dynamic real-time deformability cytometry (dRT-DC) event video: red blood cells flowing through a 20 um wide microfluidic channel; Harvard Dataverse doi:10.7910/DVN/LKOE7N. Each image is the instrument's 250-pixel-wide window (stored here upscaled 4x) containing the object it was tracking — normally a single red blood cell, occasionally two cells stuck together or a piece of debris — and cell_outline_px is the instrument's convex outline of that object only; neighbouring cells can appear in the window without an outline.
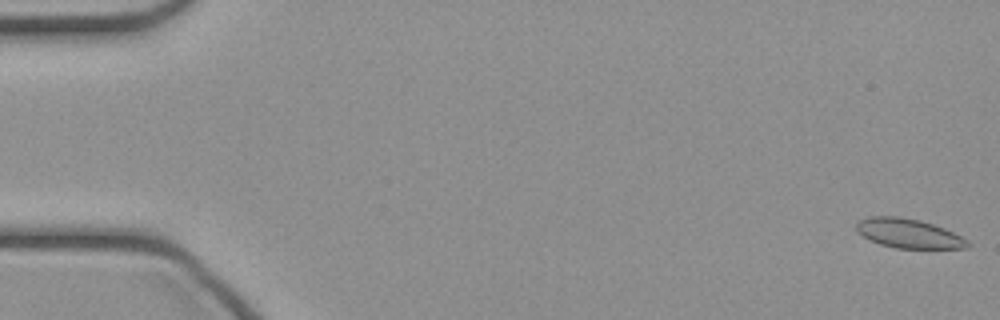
{"species": "common noctule bat (a hibernating species)", "species_latin": "Nyctalus noctula", "temperature_condition": "cold", "stored_images_in_passage": 47, "camera_frame_rate_fps": 3000, "um_per_image_px": 0.085, "animal": {"sex": "female", "body_mass_g": 21.9}, "frame": {"image": 1, "passage_image": 1, "time_ms": 0.0, "image_size_px": [1000, 320], "cell_outline_px": [[972, 244], [968, 248], [896, 248], [880, 244], [856, 232], [856, 220], [868, 216], [900, 216], [920, 220], [944, 228], [968, 240]], "centroid_in_image_um": [77.21, 19.83], "position_along_channel_um": 7.8, "area_um2": 19.07}}
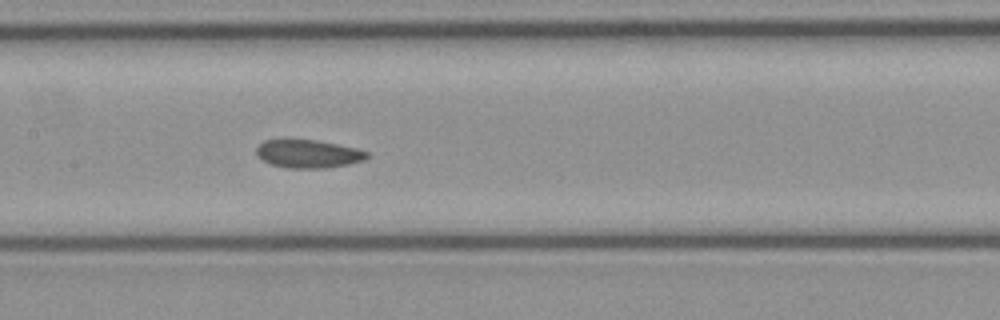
{"frame": {"image": 2, "passage_image": 23, "time_ms": 7.333, "image_size_px": [1000, 320], "cell_outline_px": [[368, 156], [364, 160], [348, 164], [324, 168], [284, 168], [272, 164], [264, 160], [256, 152], [256, 148], [264, 140], [316, 140], [356, 148], [368, 152]], "centroid_in_image_um": [26.21, 13.08], "position_along_channel_um": 181.2, "area_um2": 17.86}}
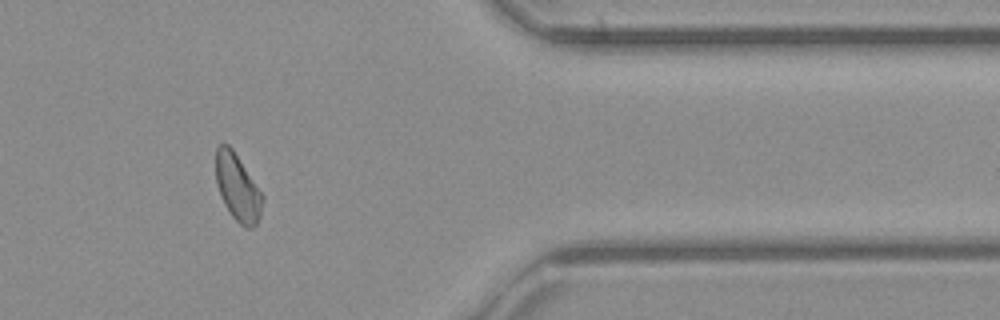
{"frame": {"image": 3, "passage_image": 39, "time_ms": 12.667, "image_size_px": [1000, 320], "cell_outline_px": [[264, 200], [260, 216], [256, 224], [252, 228], [244, 228], [232, 216], [224, 204], [220, 196], [216, 180], [216, 148], [220, 144], [228, 144], [232, 148], [264, 196]], "centroid_in_image_um": [20.2, 15.96], "position_along_channel_um": 391.2, "area_um2": 18.15}}